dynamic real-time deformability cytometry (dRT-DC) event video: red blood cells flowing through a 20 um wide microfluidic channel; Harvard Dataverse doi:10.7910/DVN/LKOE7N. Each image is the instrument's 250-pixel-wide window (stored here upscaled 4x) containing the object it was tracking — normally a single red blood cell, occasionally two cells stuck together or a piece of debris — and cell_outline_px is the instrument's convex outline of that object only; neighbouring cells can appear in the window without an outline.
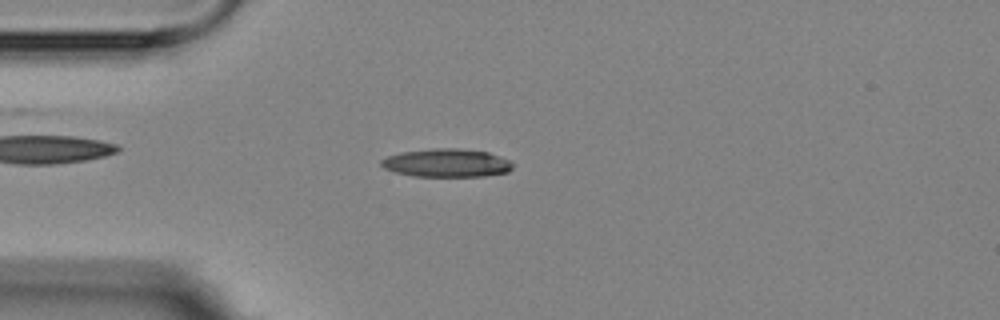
{"species": "Egyptian fruit bat (a non-hibernating species)", "species_latin": "Rousettus aegyptiacus", "temperature_condition": "room temperature", "stored_images_in_passage": 3, "camera_frame_rate_fps": 3000, "um_per_image_px": 0.085, "animal": {"sex": "female"}, "frame": {"image": 1, "passage_image": 3, "time_ms": 2.0, "image_size_px": [1000, 320], "cell_outline_px": [[512, 168], [508, 172], [484, 176], [412, 176], [396, 172], [384, 168], [380, 164], [380, 160], [388, 156], [400, 152], [432, 148], [456, 148], [488, 152], [508, 160], [512, 164]], "centroid_in_image_um": [37.93, 13.85], "position_along_channel_um": 47.1, "area_um2": 21.56}}